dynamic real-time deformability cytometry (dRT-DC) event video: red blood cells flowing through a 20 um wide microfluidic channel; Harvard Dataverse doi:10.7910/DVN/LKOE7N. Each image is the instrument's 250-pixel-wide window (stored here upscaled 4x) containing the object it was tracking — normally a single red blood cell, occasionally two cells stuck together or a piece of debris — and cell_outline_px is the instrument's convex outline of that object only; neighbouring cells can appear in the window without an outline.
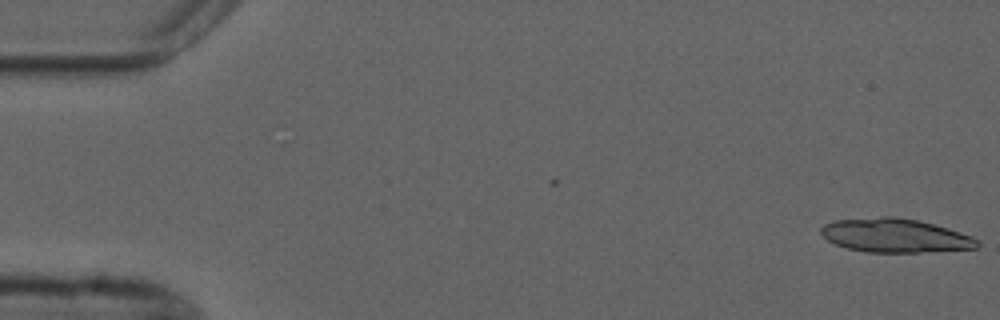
{"species": "common noctule bat (a hibernating species)", "species_latin": "Nyctalus noctula", "temperature_condition": "cold", "stored_images_in_passage": 5, "camera_frame_rate_fps": 3000, "um_per_image_px": 0.085, "animal": {"sex": "male", "forearm_length_mm": 52.5}, "frame": {"image": 1, "passage_image": 1, "time_ms": 0.0, "image_size_px": [1000, 320], "cell_outline_px": [[980, 244], [976, 248], [920, 252], [864, 252], [848, 248], [836, 244], [828, 240], [820, 232], [820, 228], [824, 224], [836, 220], [880, 216], [896, 216], [916, 220], [948, 228], [972, 236], [980, 240]], "centroid_in_image_um": [76.08, 20.01], "position_along_channel_um": 8.9, "area_um2": 30.75}}